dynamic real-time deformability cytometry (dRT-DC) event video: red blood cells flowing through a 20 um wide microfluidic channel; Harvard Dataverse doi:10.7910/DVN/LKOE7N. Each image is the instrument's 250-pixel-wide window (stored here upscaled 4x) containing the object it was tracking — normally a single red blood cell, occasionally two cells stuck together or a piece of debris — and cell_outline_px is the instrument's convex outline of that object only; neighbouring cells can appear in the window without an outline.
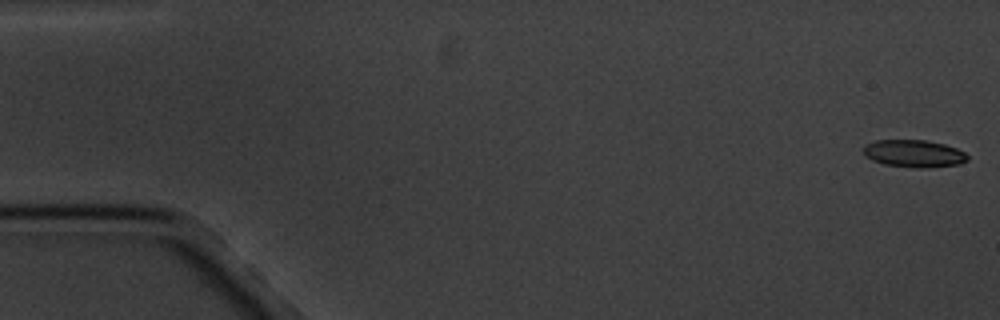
{"species": "common noctule bat (a hibernating species)", "species_latin": "Nyctalus noctula", "temperature_condition": "cold", "stored_images_in_passage": 5, "camera_frame_rate_fps": 3000, "um_per_image_px": 0.085, "animal": {"sex": "male", "body_mass_g": 20.1, "forearm_length_mm": 53.5}, "frame": {"image": 1, "passage_image": 1, "time_ms": 0.0, "image_size_px": [1000, 320], "cell_outline_px": [[968, 160], [960, 164], [928, 168], [912, 168], [884, 164], [872, 160], [864, 156], [864, 144], [876, 140], [924, 140], [944, 144], [956, 148], [964, 152], [968, 156]], "centroid_in_image_um": [77.67, 13.06], "position_along_channel_um": 7.3, "area_um2": 16.76}}
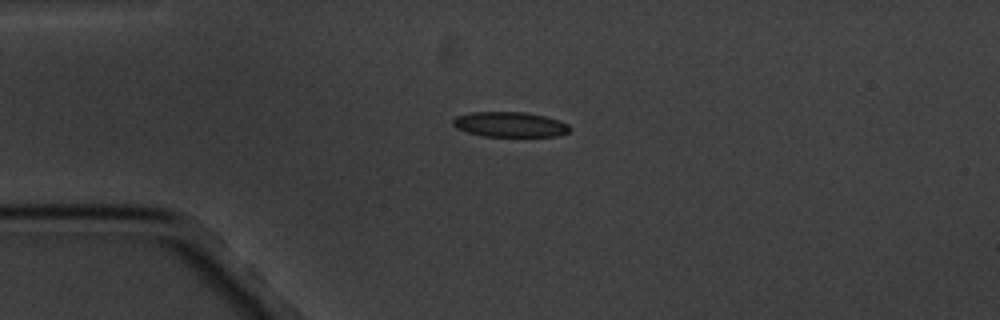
{"frame": {"image": 2, "passage_image": 4, "time_ms": 4.333, "image_size_px": [1000, 320], "cell_outline_px": [[572, 128], [568, 132], [556, 136], [484, 136], [468, 132], [456, 128], [452, 124], [452, 120], [456, 116], [472, 112], [524, 112], [544, 116], [560, 120], [568, 124]], "centroid_in_image_um": [43.35, 10.57], "position_along_channel_um": 41.7, "area_um2": 17.05}}